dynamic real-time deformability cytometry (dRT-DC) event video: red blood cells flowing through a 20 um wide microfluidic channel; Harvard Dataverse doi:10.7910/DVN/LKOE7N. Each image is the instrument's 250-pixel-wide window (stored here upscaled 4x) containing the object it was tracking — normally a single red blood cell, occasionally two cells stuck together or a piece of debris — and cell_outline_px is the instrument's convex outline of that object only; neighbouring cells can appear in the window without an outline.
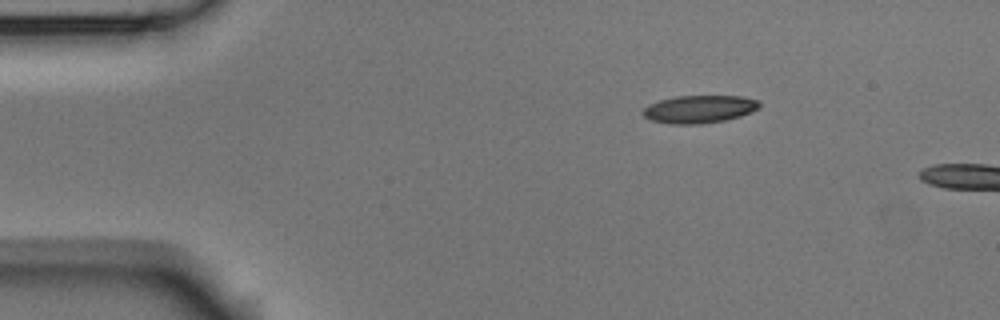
{"species": "Egyptian fruit bat (a non-hibernating species)", "species_latin": "Rousettus aegyptiacus", "temperature_condition": "room temperature", "stored_images_in_passage": 3, "camera_frame_rate_fps": 3000, "um_per_image_px": 0.085, "animal": {"sex": "male"}, "frame": {"image": 1, "passage_image": 1, "time_ms": 0.0, "image_size_px": [1000, 320], "cell_outline_px": [[760, 104], [756, 108], [740, 116], [724, 120], [700, 124], [668, 124], [652, 120], [644, 116], [640, 112], [648, 104], [660, 100], [676, 96], [740, 96], [760, 100]], "centroid_in_image_um": [59.38, 9.27], "position_along_channel_um": 25.6, "area_um2": 18.73}}